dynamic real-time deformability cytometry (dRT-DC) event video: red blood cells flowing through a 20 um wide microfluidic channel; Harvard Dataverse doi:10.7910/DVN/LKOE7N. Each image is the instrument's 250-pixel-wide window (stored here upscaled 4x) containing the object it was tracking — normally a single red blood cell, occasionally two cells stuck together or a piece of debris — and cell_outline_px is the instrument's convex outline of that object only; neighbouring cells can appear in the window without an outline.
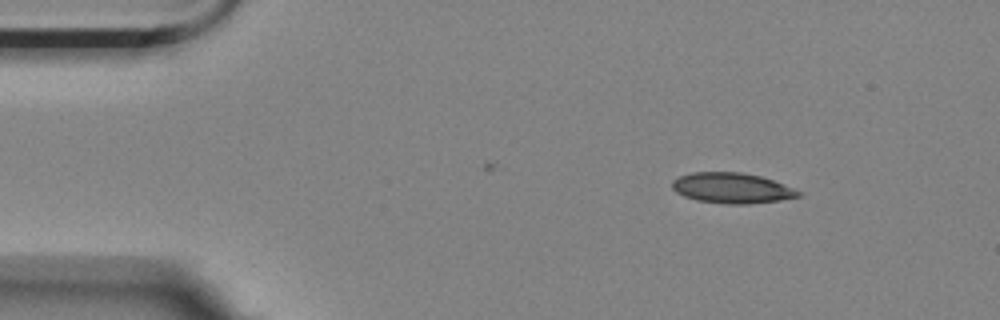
{"species": "Egyptian fruit bat (a non-hibernating species)", "species_latin": "Rousettus aegyptiacus", "temperature_condition": "room temperature", "stored_images_in_passage": 4, "camera_frame_rate_fps": 3000, "um_per_image_px": 0.085, "animal": {"sex": "female"}, "frame": {"image": 1, "passage_image": 1, "time_ms": 0.0, "image_size_px": [1000, 320], "cell_outline_px": [[804, 192], [800, 196], [780, 200], [748, 204], [728, 204], [696, 200], [684, 196], [676, 192], [672, 188], [672, 180], [680, 176], [692, 172], [740, 172], [760, 176], [772, 180]], "centroid_in_image_um": [62.21, 15.98], "position_along_channel_um": 22.8, "area_um2": 22.37}}